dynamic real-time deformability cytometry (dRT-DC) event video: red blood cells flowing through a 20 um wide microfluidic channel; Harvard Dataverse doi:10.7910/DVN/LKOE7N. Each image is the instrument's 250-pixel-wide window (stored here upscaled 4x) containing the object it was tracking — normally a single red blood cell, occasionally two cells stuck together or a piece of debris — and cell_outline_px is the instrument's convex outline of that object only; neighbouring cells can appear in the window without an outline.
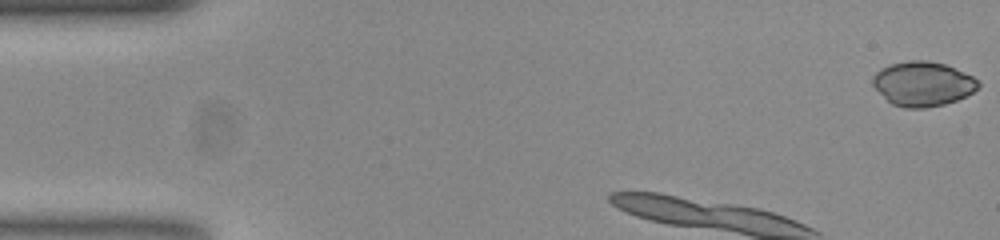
{"species": "common noctule bat (a hibernating species)", "species_latin": "Nyctalus noctula", "temperature_condition": "room temperature", "stored_images_in_passage": 7, "camera_frame_rate_fps": 3000, "um_per_image_px": 0.085, "animal": {"sex": "female", "body_mass_g": 23.0, "forearm_length_mm": 53.4}, "frame": {"image": 1, "passage_image": 1, "time_ms": 0.0, "image_size_px": [1000, 240], "cell_outline_px": [[980, 84], [972, 92], [956, 100], [944, 104], [924, 108], [904, 108], [892, 104], [872, 84], [872, 76], [880, 68], [888, 64], [908, 60], [928, 60], [944, 64], [972, 76], [980, 80]], "centroid_in_image_um": [78.41, 7.11], "position_along_channel_um": 6.6, "area_um2": 27.28}}